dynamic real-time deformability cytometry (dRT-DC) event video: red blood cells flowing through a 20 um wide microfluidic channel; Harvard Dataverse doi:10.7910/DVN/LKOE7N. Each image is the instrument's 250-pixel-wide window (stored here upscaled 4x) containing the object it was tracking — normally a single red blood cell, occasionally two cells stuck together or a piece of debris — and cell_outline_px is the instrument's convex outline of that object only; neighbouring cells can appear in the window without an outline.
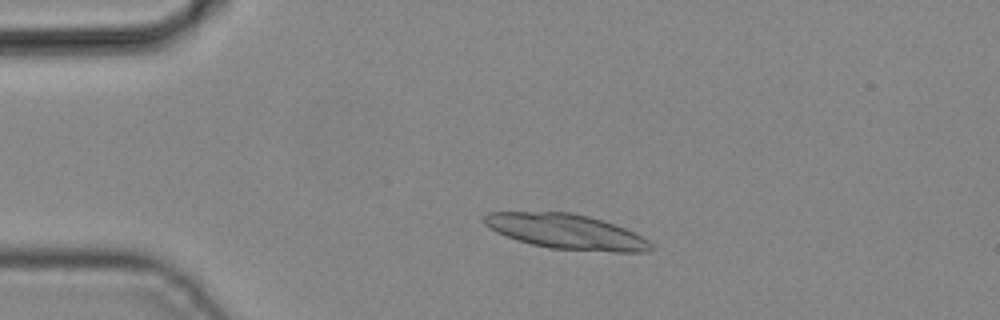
{"species": "common noctule bat (a hibernating species)", "species_latin": "Nyctalus noctula", "temperature_condition": "cold", "stored_images_in_passage": 2, "camera_frame_rate_fps": 3000, "um_per_image_px": 0.085, "animal": {"sex": "male", "body_mass_g": 19.2, "forearm_length_mm": 51.8}, "frame": {"image": 1, "passage_image": 2, "time_ms": 0.333, "image_size_px": [1000, 320], "cell_outline_px": [[656, 248], [648, 252], [612, 252], [548, 248], [516, 240], [496, 232], [484, 224], [484, 216], [488, 212], [572, 212], [588, 216], [624, 228], [648, 240]], "centroid_in_image_um": [48.13, 19.7], "position_along_channel_um": 36.9, "area_um2": 33.87}}